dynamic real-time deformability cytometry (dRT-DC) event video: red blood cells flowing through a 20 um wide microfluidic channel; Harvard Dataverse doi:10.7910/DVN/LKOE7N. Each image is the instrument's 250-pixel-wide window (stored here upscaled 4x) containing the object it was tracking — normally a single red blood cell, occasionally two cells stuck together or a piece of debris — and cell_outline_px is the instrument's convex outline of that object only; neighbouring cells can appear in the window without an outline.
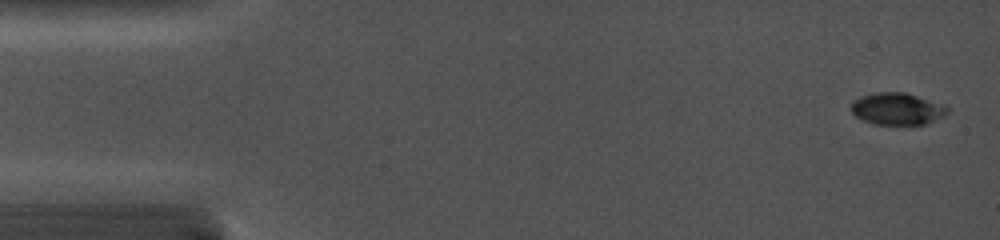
{"species": "common noctule bat (a hibernating species)", "species_latin": "Nyctalus noctula", "temperature_condition": "cold", "stored_images_in_passage": 5, "camera_frame_rate_fps": 5000, "um_per_image_px": 0.085, "animal": {"sex": "female", "body_mass_g": 19.0, "forearm_length_mm": 56.7}, "frame": {"image": 1, "passage_image": 1, "time_ms": 0.0, "image_size_px": [1000, 240], "cell_outline_px": [[948, 112], [944, 116], [924, 124], [876, 124], [864, 120], [856, 116], [852, 112], [852, 100], [860, 96], [876, 92], [904, 92], [916, 96], [948, 108]], "centroid_in_image_um": [76.2, 9.25], "position_along_channel_um": 8.8, "area_um2": 17.46}}